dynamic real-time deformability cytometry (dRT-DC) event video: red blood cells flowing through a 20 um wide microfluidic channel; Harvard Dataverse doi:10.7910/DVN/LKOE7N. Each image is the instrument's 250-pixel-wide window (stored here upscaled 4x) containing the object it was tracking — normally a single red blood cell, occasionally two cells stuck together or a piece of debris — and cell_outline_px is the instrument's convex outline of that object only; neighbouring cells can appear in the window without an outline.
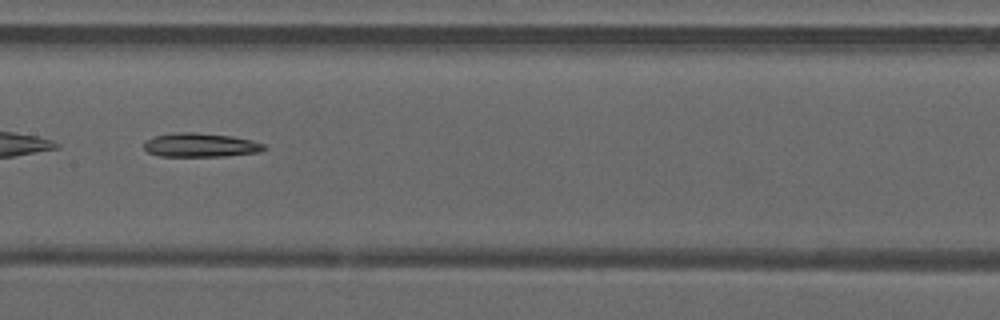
{"species": "common noctule bat (a hibernating species)", "species_latin": "Nyctalus noctula", "temperature_condition": "warm", "stored_images_in_passage": 32, "camera_frame_rate_fps": 3000, "um_per_image_px": 0.085, "animal": {"sex": "male", "forearm_length_mm": 52.5}, "frame": {"image": 1, "passage_image": 10, "time_ms": 3.0, "image_size_px": [1000, 320], "cell_outline_px": [[268, 148], [260, 152], [224, 156], [160, 156], [148, 152], [144, 148], [144, 140], [156, 136], [176, 132], [196, 132], [232, 136], [252, 140], [264, 144]], "centroid_in_image_um": [17.06, 12.33], "position_along_channel_um": 190.3, "area_um2": 16.82}}
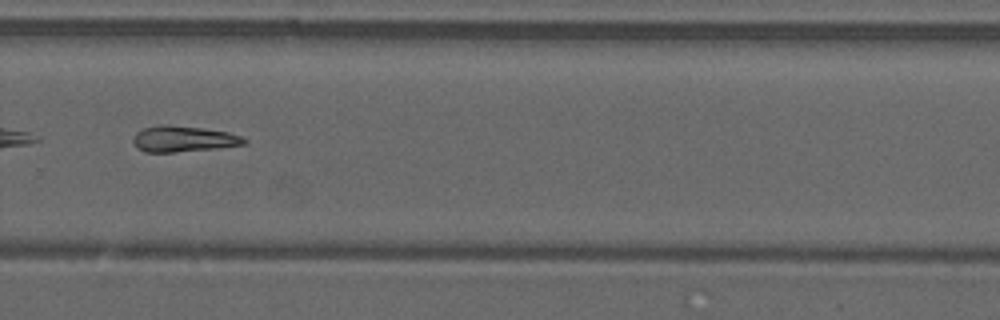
{"frame": {"image": 2, "passage_image": 19, "time_ms": 6.0, "image_size_px": [1000, 320], "cell_outline_px": [[248, 140], [244, 144], [216, 148], [176, 152], [144, 152], [136, 148], [132, 140], [136, 132], [144, 128], [160, 124], [168, 124], [204, 128], [228, 132], [240, 136]], "centroid_in_image_um": [15.54, 11.8], "position_along_channel_um": 314.3, "area_um2": 16.88}}